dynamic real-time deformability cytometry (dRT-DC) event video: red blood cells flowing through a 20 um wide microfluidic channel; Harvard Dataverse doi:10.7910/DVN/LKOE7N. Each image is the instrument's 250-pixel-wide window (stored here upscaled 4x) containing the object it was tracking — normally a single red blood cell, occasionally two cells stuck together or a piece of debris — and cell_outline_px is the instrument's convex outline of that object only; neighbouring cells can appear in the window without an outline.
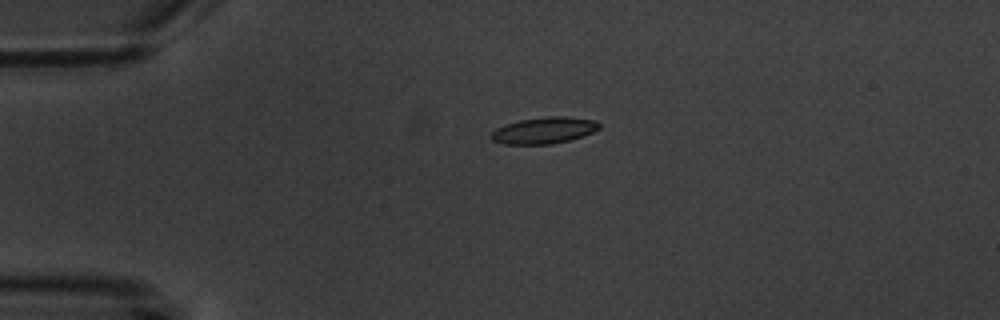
{"species": "common noctule bat (a hibernating species)", "species_latin": "Nyctalus noctula", "temperature_condition": "warm", "stored_images_in_passage": 4, "camera_frame_rate_fps": 3000, "um_per_image_px": 0.085, "animal": {"sex": "male", "body_mass_g": 20.1, "forearm_length_mm": 53.5}, "frame": {"image": 1, "passage_image": 4, "time_ms": 3.667, "image_size_px": [1000, 320], "cell_outline_px": [[600, 128], [592, 132], [568, 140], [552, 144], [504, 144], [492, 140], [488, 136], [496, 128], [504, 124], [520, 120], [548, 116], [564, 116], [596, 120], [600, 124]], "centroid_in_image_um": [46.2, 11.08], "position_along_channel_um": 38.8, "area_um2": 16.65}}